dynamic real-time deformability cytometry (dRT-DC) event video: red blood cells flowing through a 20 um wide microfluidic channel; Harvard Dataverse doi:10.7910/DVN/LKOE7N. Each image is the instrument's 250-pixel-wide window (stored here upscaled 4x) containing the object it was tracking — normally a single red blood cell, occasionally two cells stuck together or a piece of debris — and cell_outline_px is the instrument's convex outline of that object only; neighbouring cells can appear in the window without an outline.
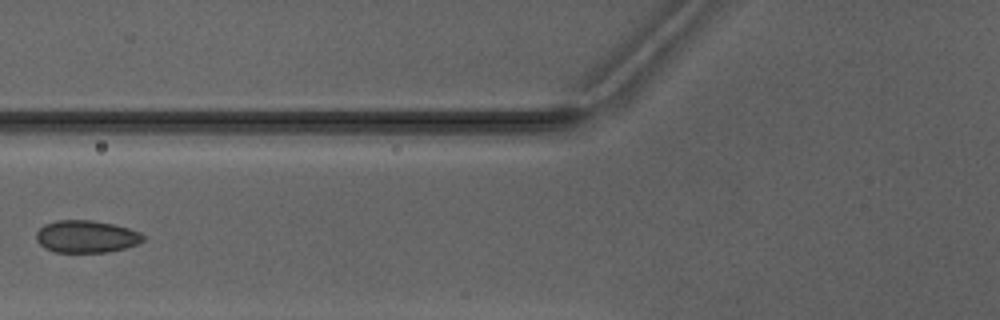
{"species": "Egyptian fruit bat (a non-hibernating species)", "species_latin": "Rousettus aegyptiacus", "temperature_condition": "warm", "stored_images_in_passage": 6, "camera_frame_rate_fps": 3000, "um_per_image_px": 0.085, "animal": {"sex": "male"}, "frame": {"image": 1, "passage_image": 5, "time_ms": 6.0, "image_size_px": [1000, 320], "cell_outline_px": [[144, 240], [136, 244], [124, 248], [108, 252], [56, 252], [44, 248], [36, 240], [36, 232], [44, 224], [56, 220], [92, 220], [112, 224], [128, 228], [140, 232], [144, 236]], "centroid_in_image_um": [7.31, 20.1], "position_along_channel_um": 118.5, "area_um2": 20.11}}
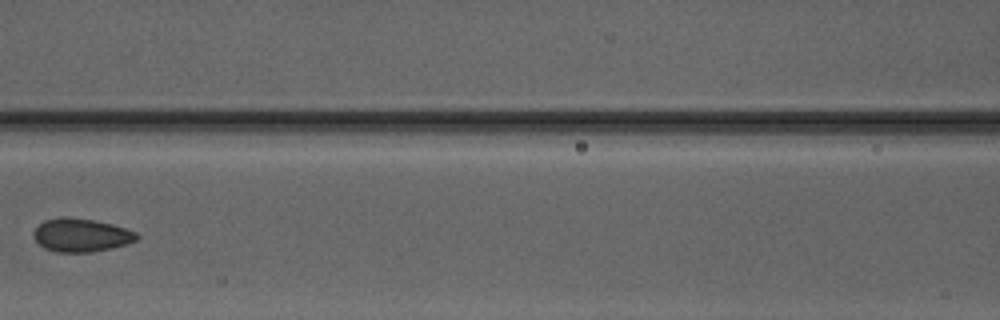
{"frame": {"image": 2, "passage_image": 6, "time_ms": 7.0, "image_size_px": [1000, 320], "cell_outline_px": [[140, 236], [136, 240], [124, 244], [92, 252], [56, 252], [44, 248], [32, 236], [32, 232], [44, 220], [64, 216], [92, 220], [112, 224], [136, 232]], "centroid_in_image_um": [6.86, 19.98], "position_along_channel_um": 159.7, "area_um2": 19.83}}